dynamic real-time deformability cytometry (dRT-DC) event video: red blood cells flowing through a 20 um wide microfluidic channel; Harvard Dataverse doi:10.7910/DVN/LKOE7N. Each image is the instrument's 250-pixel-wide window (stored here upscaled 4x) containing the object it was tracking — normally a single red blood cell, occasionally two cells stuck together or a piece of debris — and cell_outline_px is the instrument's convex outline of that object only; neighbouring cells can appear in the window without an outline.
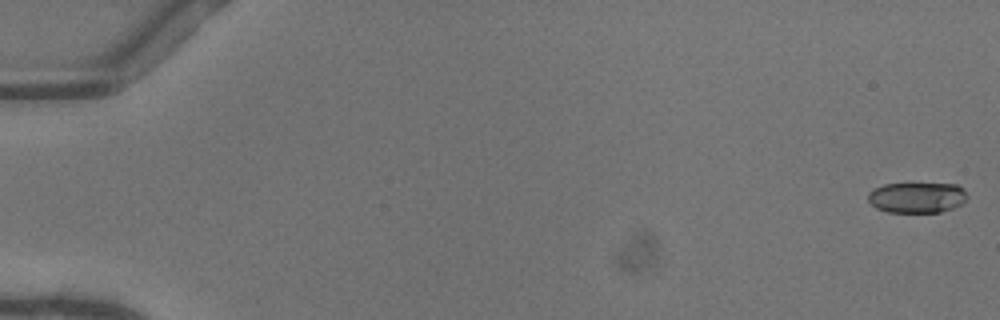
{"species": "common noctule bat (a hibernating species)", "species_latin": "Nyctalus noctula", "temperature_condition": "warm", "stored_images_in_passage": 14, "camera_frame_rate_fps": 3000, "um_per_image_px": 0.085, "animal": {"sex": "female"}, "frame": {"image": 1, "passage_image": 1, "time_ms": 0.0, "image_size_px": [1000, 320], "cell_outline_px": [[968, 196], [960, 204], [952, 208], [940, 212], [888, 212], [876, 208], [868, 200], [868, 192], [872, 188], [884, 184], [956, 184], [964, 188]], "centroid_in_image_um": [77.92, 16.78], "position_along_channel_um": 7.1, "area_um2": 17.69}}
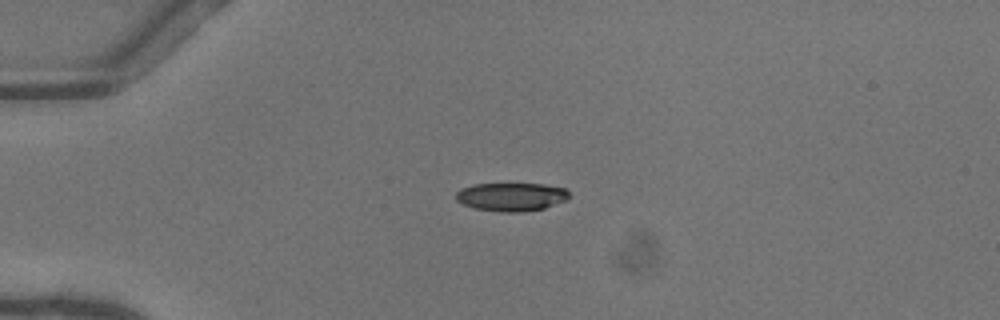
{"frame": {"image": 2, "passage_image": 14, "time_ms": 4.333, "image_size_px": [1000, 320], "cell_outline_px": [[568, 200], [544, 208], [520, 212], [500, 212], [476, 208], [464, 204], [456, 200], [456, 192], [460, 188], [472, 184], [544, 184], [568, 188]], "centroid_in_image_um": [43.48, 16.72], "position_along_channel_um": 41.5, "area_um2": 18.79}}